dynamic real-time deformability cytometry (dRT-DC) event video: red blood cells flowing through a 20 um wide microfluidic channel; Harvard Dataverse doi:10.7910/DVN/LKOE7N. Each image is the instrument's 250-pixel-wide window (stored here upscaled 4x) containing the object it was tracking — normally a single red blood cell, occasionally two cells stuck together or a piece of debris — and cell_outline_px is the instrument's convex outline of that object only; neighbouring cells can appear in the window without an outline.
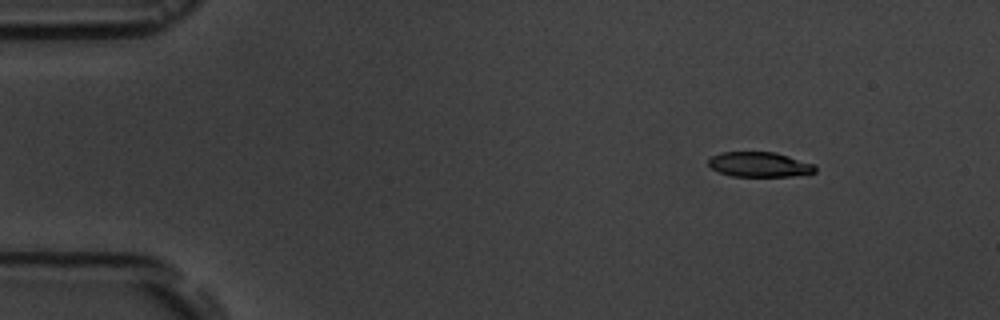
{"species": "common noctule bat (a hibernating species)", "species_latin": "Nyctalus noctula", "temperature_condition": "room temperature", "stored_images_in_passage": 5, "camera_frame_rate_fps": 3000, "um_per_image_px": 0.085, "animal": {"sex": "male", "body_mass_g": 19.5, "forearm_length_mm": 54.6}, "frame": {"image": 1, "passage_image": 5, "time_ms": 5.667, "image_size_px": [1000, 320], "cell_outline_px": [[816, 172], [792, 176], [732, 176], [720, 172], [712, 168], [708, 164], [708, 160], [712, 156], [720, 152], [776, 152], [816, 164]], "centroid_in_image_um": [64.58, 13.97], "position_along_channel_um": 20.4, "area_um2": 15.55}}